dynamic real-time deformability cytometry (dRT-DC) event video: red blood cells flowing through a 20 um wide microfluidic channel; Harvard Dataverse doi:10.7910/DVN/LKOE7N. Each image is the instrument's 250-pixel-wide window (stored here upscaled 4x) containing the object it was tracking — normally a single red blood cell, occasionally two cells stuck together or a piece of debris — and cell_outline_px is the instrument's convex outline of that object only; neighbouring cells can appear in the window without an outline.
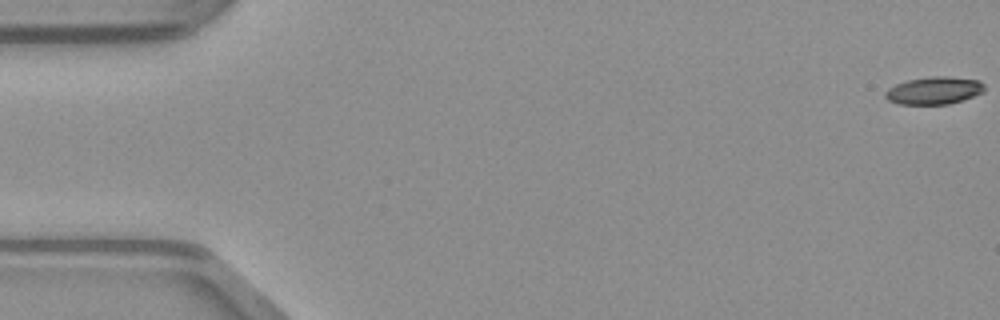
{"species": "common noctule bat (a hibernating species)", "species_latin": "Nyctalus noctula", "temperature_condition": "warm", "stored_images_in_passage": 49, "camera_frame_rate_fps": 3000, "um_per_image_px": 0.085, "animal": {"sex": "male", "body_mass_g": 23.1, "forearm_length_mm": 52.7}, "frame": {"image": 1, "passage_image": 1, "time_ms": 0.0, "image_size_px": [1000, 320], "cell_outline_px": [[984, 92], [964, 100], [948, 104], [896, 104], [888, 100], [884, 96], [884, 92], [888, 88], [896, 84], [908, 80], [932, 76], [944, 76], [980, 80], [984, 84]], "centroid_in_image_um": [79.39, 7.7], "position_along_channel_um": 5.6, "area_um2": 16.01}}
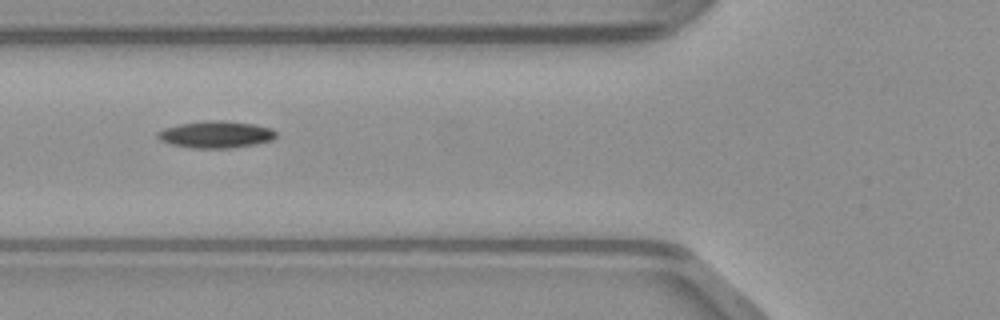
{"frame": {"image": 2, "passage_image": 19, "time_ms": 6.0, "image_size_px": [1000, 320], "cell_outline_px": [[276, 136], [272, 140], [256, 144], [228, 148], [192, 148], [172, 144], [160, 140], [156, 136], [156, 132], [164, 128], [180, 124], [204, 120], [224, 120], [256, 124], [272, 128], [276, 132]], "centroid_in_image_um": [18.36, 11.42], "position_along_channel_um": 107.4, "area_um2": 18.73}}
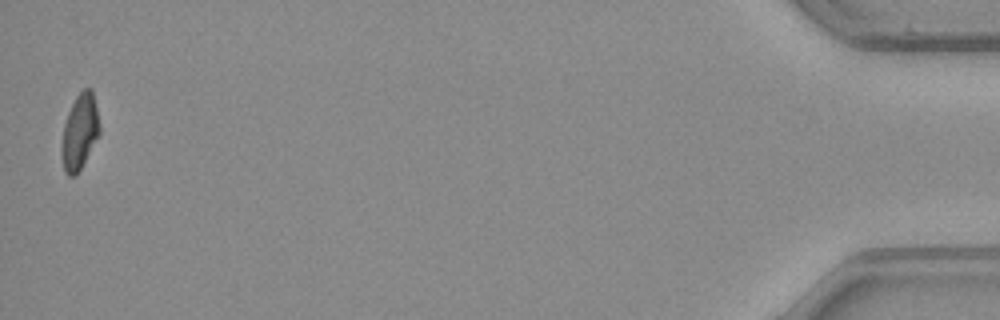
{"frame": {"image": 3, "passage_image": 49, "time_ms": 16.0, "image_size_px": [1000, 320], "cell_outline_px": [[100, 132], [76, 176], [68, 176], [64, 172], [60, 152], [60, 148], [64, 124], [68, 112], [76, 96], [84, 88], [92, 88], [100, 124]], "centroid_in_image_um": [6.75, 11.21], "position_along_channel_um": 428.4, "area_um2": 16.7}}